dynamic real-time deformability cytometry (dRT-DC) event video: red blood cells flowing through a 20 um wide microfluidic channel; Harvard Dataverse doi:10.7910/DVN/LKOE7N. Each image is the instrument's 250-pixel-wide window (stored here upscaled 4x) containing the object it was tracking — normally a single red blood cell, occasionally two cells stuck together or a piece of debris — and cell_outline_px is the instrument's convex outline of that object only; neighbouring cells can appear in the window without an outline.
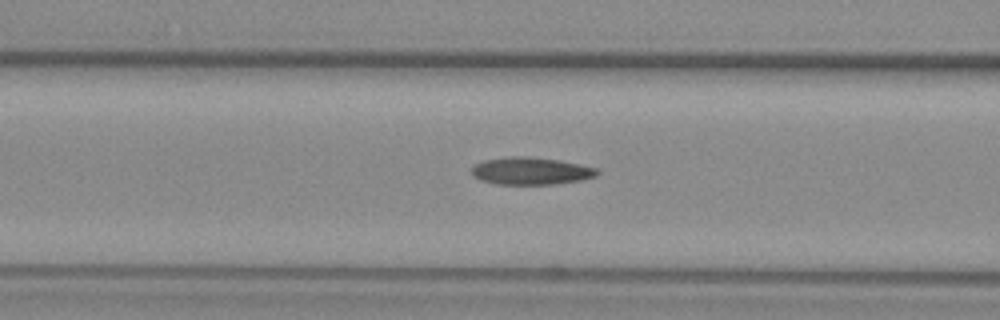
{"species": "common noctule bat (a hibernating species)", "species_latin": "Nyctalus noctula", "temperature_condition": "warm", "stored_images_in_passage": 11, "camera_frame_rate_fps": 3000, "um_per_image_px": 0.085, "animal": {"sex": "female", "body_mass_g": 29.2, "forearm_length_mm": 56.3}, "frame": {"image": 1, "passage_image": 6, "time_ms": 1.667, "image_size_px": [1000, 320], "cell_outline_px": [[600, 172], [596, 176], [580, 180], [556, 184], [500, 184], [480, 180], [472, 176], [472, 168], [476, 164], [484, 160], [512, 156], [524, 156], [560, 160], [580, 164], [596, 168]], "centroid_in_image_um": [45.14, 14.53], "position_along_channel_um": 121.5, "area_um2": 19.94}}
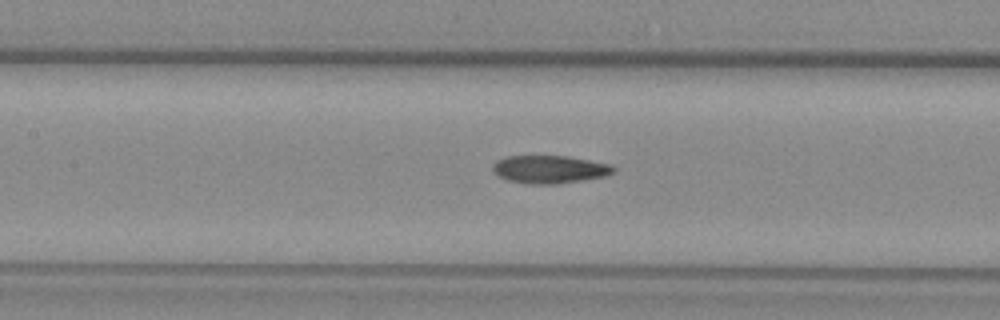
{"frame": {"image": 2, "passage_image": 9, "time_ms": 2.667, "image_size_px": [1000, 320], "cell_outline_px": [[616, 172], [608, 176], [560, 184], [528, 184], [508, 180], [500, 176], [492, 168], [492, 164], [496, 160], [508, 156], [568, 156], [612, 164], [616, 168]], "centroid_in_image_um": [46.79, 14.4], "position_along_channel_um": 160.6, "area_um2": 19.88}}